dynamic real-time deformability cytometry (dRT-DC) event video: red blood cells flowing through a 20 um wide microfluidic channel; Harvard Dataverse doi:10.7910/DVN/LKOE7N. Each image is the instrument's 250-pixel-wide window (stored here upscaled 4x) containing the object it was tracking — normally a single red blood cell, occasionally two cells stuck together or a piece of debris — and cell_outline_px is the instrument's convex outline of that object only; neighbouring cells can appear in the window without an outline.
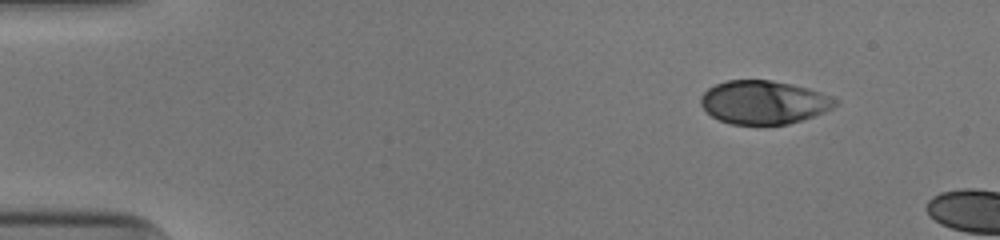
{"species": "human", "species_latin": "Homo sapiens", "temperature_condition": "cold", "stored_images_in_passage": 5, "camera_frame_rate_fps": 3000, "um_per_image_px": 0.085, "donor": {"sex": "male"}, "frame": {"image": 1, "passage_image": 1, "time_ms": 0.0, "image_size_px": [1000, 240], "cell_outline_px": [[836, 104], [832, 108], [812, 116], [788, 124], [732, 124], [720, 120], [712, 116], [700, 104], [700, 96], [708, 88], [716, 84], [728, 80], [768, 80], [788, 84], [804, 88], [816, 92], [836, 100]], "centroid_in_image_um": [64.83, 8.7], "position_along_channel_um": 20.2, "area_um2": 33.18}}